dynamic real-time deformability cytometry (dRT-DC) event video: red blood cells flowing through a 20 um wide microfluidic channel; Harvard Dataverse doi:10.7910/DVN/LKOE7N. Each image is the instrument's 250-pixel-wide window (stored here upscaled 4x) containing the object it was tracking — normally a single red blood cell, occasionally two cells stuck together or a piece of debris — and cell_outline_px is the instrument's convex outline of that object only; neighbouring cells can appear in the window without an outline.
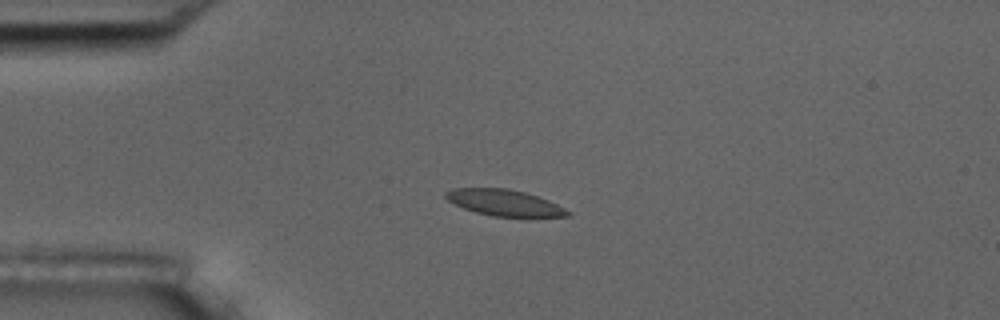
{"species": "common noctule bat (a hibernating species)", "species_latin": "Nyctalus noctula", "temperature_condition": "room temperature", "stored_images_in_passage": 10, "camera_frame_rate_fps": 3000, "um_per_image_px": 0.085, "animal": {"sex": "male", "body_mass_g": 17.5, "forearm_length_mm": 52.3}, "frame": {"image": 1, "passage_image": 4, "time_ms": 3.333, "image_size_px": [1000, 320], "cell_outline_px": [[572, 212], [568, 216], [528, 220], [492, 216], [476, 212], [464, 208], [448, 200], [444, 196], [444, 192], [452, 188], [508, 188], [524, 192], [548, 200]], "centroid_in_image_um": [42.95, 17.29], "position_along_channel_um": 42.0, "area_um2": 19.42}}
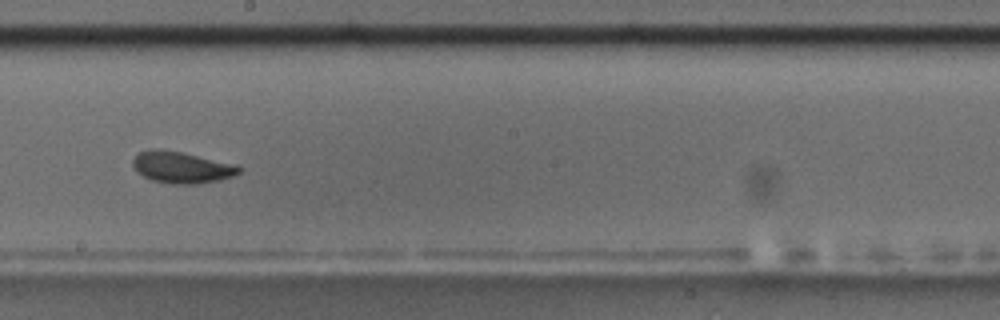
{"frame": {"image": 2, "passage_image": 9, "time_ms": 9.333, "image_size_px": [1000, 320], "cell_outline_px": [[244, 168], [240, 172], [232, 176], [220, 180], [196, 184], [172, 184], [152, 180], [136, 172], [132, 164], [132, 160], [140, 152], [148, 148], [160, 148], [184, 152], [236, 164]], "centroid_in_image_um": [15.44, 14.21], "position_along_channel_um": 232.8, "area_um2": 19.88}}